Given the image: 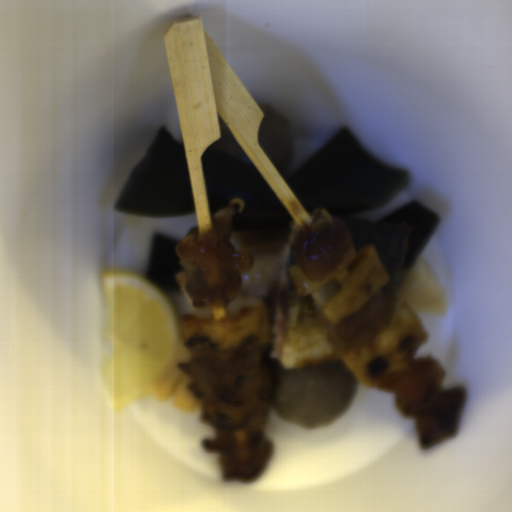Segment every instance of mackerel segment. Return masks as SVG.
Segmentation results:
<instances>
[{"label":"mackerel segment","instance_id":"14911b7f","mask_svg":"<svg viewBox=\"0 0 512 512\" xmlns=\"http://www.w3.org/2000/svg\"><path fill=\"white\" fill-rule=\"evenodd\" d=\"M306 224L291 226L271 330V355L294 371L342 359V351H337L328 338V330L334 322L311 295L298 294L289 271L291 266H299L295 254L296 232Z\"/></svg>","mask_w":512,"mask_h":512},{"label":"mackerel segment","instance_id":"c1d32c5f","mask_svg":"<svg viewBox=\"0 0 512 512\" xmlns=\"http://www.w3.org/2000/svg\"><path fill=\"white\" fill-rule=\"evenodd\" d=\"M350 232L355 253L375 246L387 283L380 289L395 298L399 292L402 270L408 250V229L400 225H385L362 218H339Z\"/></svg>","mask_w":512,"mask_h":512}]
</instances>
